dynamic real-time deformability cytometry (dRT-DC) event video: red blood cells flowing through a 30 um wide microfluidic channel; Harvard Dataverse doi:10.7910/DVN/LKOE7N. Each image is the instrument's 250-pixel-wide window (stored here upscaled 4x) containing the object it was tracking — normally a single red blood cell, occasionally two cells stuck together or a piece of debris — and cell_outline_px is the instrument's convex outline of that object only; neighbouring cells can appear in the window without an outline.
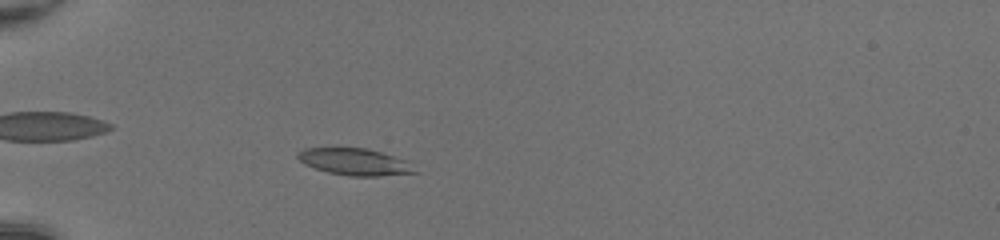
{"species": "common noctule bat (a hibernating species)", "species_latin": "Nyctalus noctula", "temperature_condition": "room temperature", "stored_images_in_passage": 45, "camera_frame_rate_fps": 3000, "um_per_image_px": 0.085, "animal": {"sex": "female", "body_mass_g": 20.0, "forearm_length_mm": 54.0}, "frame": {"image": 1, "passage_image": 11, "time_ms": 3.333, "image_size_px": [1000, 240], "cell_outline_px": [[420, 172], [380, 176], [348, 176], [328, 172], [304, 164], [296, 156], [296, 152], [304, 148], [332, 144], [368, 148], [404, 160]], "centroid_in_image_um": [30.04, 13.69], "position_along_channel_um": 55.0, "area_um2": 19.07}}
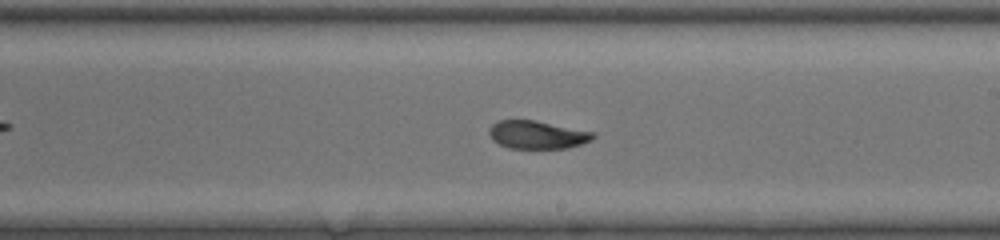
{"frame": {"image": 2, "passage_image": 26, "time_ms": 8.333, "image_size_px": [1000, 240], "cell_outline_px": [[596, 136], [592, 140], [568, 148], [508, 148], [492, 140], [488, 132], [488, 128], [496, 120], [536, 120], [596, 132]], "centroid_in_image_um": [45.67, 11.44], "position_along_channel_um": 243.3, "area_um2": 17.22}}
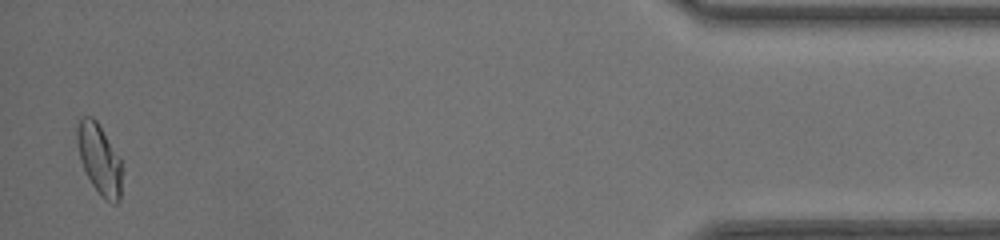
{"frame": {"image": 3, "passage_image": 44, "time_ms": 14.333, "image_size_px": [1000, 240], "cell_outline_px": [[124, 172], [120, 200], [116, 204], [112, 204], [104, 200], [100, 196], [92, 184], [80, 160], [76, 140], [76, 128], [80, 116], [92, 116], [96, 120], [120, 156]], "centroid_in_image_um": [8.48, 13.56], "position_along_channel_um": 426.7, "area_um2": 19.07}, "authors_computed_cell_mechanics": {"area_um2": 18.0914, "velocity_mm_per_s": 4.2103, "shape_relaxation_time_tau1_ms": null, "shape_relaxation_time_tau2_ms": 1.0699, "deformation_change_tau1": null, "deformation_change_tau2": 0.044}}